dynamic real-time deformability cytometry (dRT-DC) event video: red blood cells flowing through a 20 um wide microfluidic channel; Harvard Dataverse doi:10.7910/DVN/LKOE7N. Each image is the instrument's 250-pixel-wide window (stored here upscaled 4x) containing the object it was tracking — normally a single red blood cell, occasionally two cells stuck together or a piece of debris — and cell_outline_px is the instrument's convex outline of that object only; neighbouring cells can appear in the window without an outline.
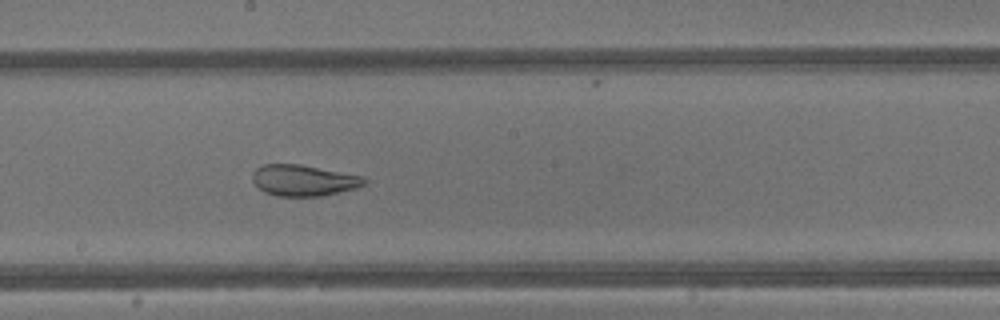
{"species": "common noctule bat (a hibernating species)", "species_latin": "Nyctalus noctula", "temperature_condition": "warm", "stored_images_in_passage": 33, "camera_frame_rate_fps": 3000, "um_per_image_px": 0.085, "animal": {"sex": "male", "body_mass_g": 13.3}, "frame": {"image": 1, "passage_image": 15, "time_ms": 4.667, "image_size_px": [1000, 320], "cell_outline_px": [[368, 180], [364, 184], [356, 188], [320, 196], [276, 196], [264, 192], [252, 180], [252, 172], [256, 168], [264, 164], [300, 164], [364, 176]], "centroid_in_image_um": [25.8, 15.32], "position_along_channel_um": 222.4, "area_um2": 20.29}}
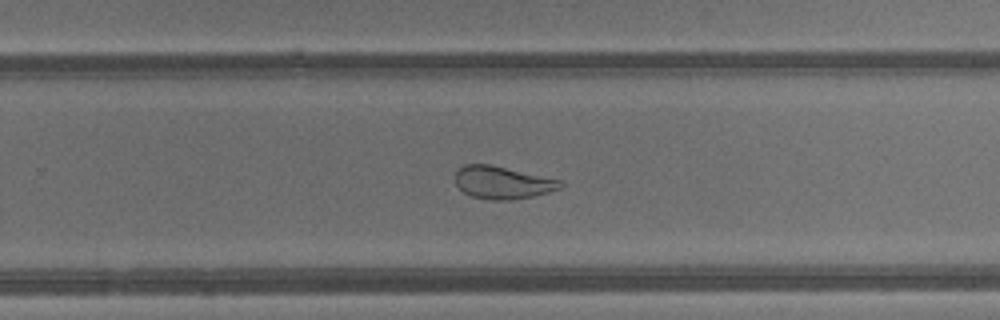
{"frame": {"image": 2, "passage_image": 19, "time_ms": 6.0, "image_size_px": [1000, 320], "cell_outline_px": [[564, 184], [560, 188], [548, 192], [532, 196], [508, 200], [492, 200], [472, 196], [464, 192], [456, 184], [456, 172], [464, 164], [492, 164], [564, 180]], "centroid_in_image_um": [42.76, 15.5], "position_along_channel_um": 287.0, "area_um2": 20.06}}